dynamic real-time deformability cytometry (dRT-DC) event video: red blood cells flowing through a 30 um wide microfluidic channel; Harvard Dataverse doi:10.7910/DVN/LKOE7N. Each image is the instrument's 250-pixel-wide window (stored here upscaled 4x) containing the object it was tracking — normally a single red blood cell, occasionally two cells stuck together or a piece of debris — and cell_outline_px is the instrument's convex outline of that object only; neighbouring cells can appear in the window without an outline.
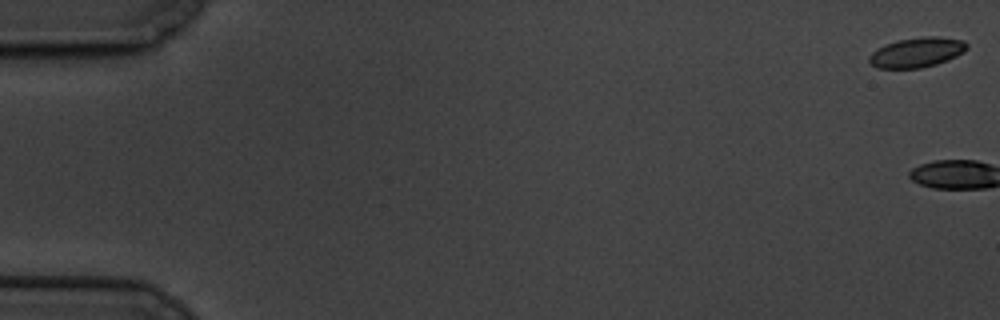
{"species": "common noctule bat (a hibernating species)", "species_latin": "Nyctalus noctula", "temperature_condition": "cold", "stored_images_in_passage": 3, "camera_frame_rate_fps": 3000, "um_per_image_px": 0.085, "animal": {"sex": "male", "body_mass_g": 19.5, "forearm_length_mm": 54.6}, "frame": {"image": 1, "passage_image": 1, "time_ms": 0.0, "image_size_px": [1000, 320], "cell_outline_px": [[968, 48], [964, 52], [956, 56], [936, 64], [920, 68], [876, 68], [868, 60], [868, 56], [872, 52], [884, 44], [896, 40], [924, 36], [936, 36], [964, 40], [968, 44]], "centroid_in_image_um": [77.92, 4.44], "position_along_channel_um": 7.1, "area_um2": 17.11}}